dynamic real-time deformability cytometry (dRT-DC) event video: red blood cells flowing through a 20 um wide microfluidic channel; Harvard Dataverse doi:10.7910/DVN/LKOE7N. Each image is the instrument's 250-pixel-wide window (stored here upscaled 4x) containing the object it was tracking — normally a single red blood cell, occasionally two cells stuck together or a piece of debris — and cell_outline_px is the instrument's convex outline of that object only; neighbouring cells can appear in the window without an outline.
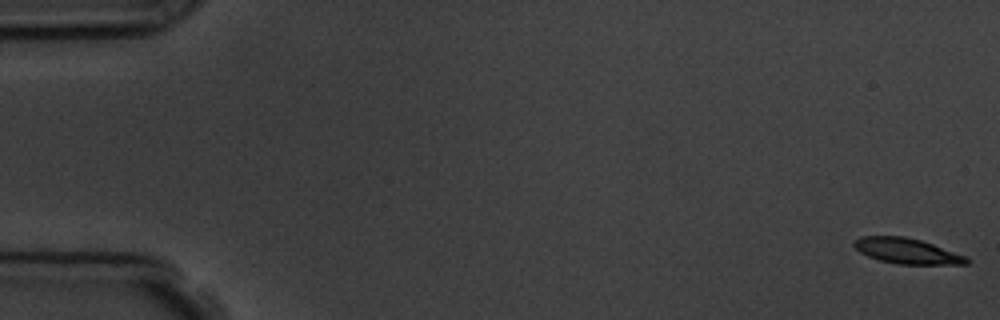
{"species": "common noctule bat (a hibernating species)", "species_latin": "Nyctalus noctula", "temperature_condition": "room temperature", "stored_images_in_passage": 6, "camera_frame_rate_fps": 3000, "um_per_image_px": 0.085, "animal": {"sex": "male", "body_mass_g": 19.5, "forearm_length_mm": 54.6}, "frame": {"image": 1, "passage_image": 1, "time_ms": 0.0, "image_size_px": [1000, 320], "cell_outline_px": [[972, 260], [968, 264], [900, 264], [880, 260], [868, 256], [860, 252], [852, 244], [860, 236], [904, 236], [920, 240], [968, 256]], "centroid_in_image_um": [77.13, 21.33], "position_along_channel_um": 7.9, "area_um2": 16.65}}
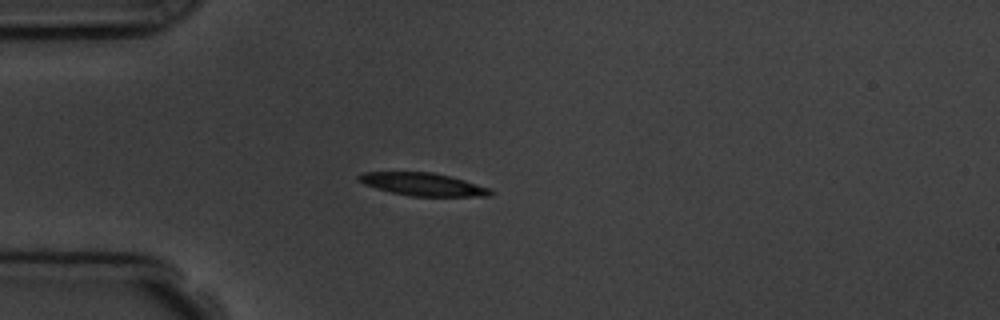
{"frame": {"image": 2, "passage_image": 5, "time_ms": 4.667, "image_size_px": [1000, 320], "cell_outline_px": [[496, 192], [492, 196], [412, 196], [392, 192], [376, 188], [364, 184], [356, 176], [364, 172], [432, 172], [464, 180], [492, 188]], "centroid_in_image_um": [36.02, 15.67], "position_along_channel_um": 49.0, "area_um2": 17.46}}